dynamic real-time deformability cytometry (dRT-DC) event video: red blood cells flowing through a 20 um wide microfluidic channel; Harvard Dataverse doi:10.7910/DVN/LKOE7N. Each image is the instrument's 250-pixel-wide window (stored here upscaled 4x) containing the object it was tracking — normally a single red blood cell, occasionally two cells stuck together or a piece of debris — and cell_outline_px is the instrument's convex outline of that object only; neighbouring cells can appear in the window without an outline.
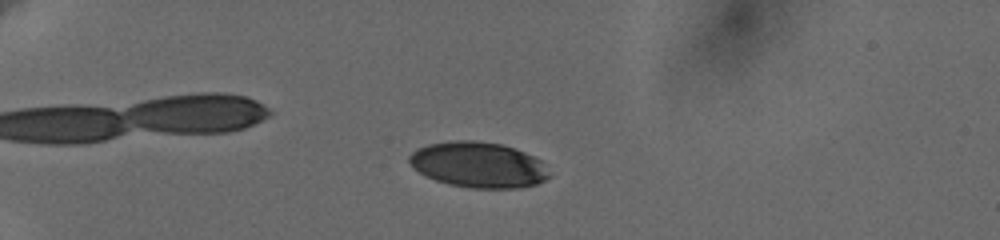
{"species": "human", "species_latin": "Homo sapiens", "temperature_condition": "cold", "stored_images_in_passage": 45, "camera_frame_rate_fps": 3000, "um_per_image_px": 0.085, "donor": {"sex": "female"}, "frame": {"image": 1, "passage_image": 3, "time_ms": 0.667, "image_size_px": [1000, 240], "cell_outline_px": [[552, 176], [536, 184], [520, 188], [468, 188], [448, 184], [424, 176], [412, 168], [408, 160], [408, 156], [416, 148], [428, 144], [452, 140], [472, 140], [500, 144], [524, 152], [540, 160]], "centroid_in_image_um": [40.61, 14.01], "position_along_channel_um": 44.4, "area_um2": 37.4}}
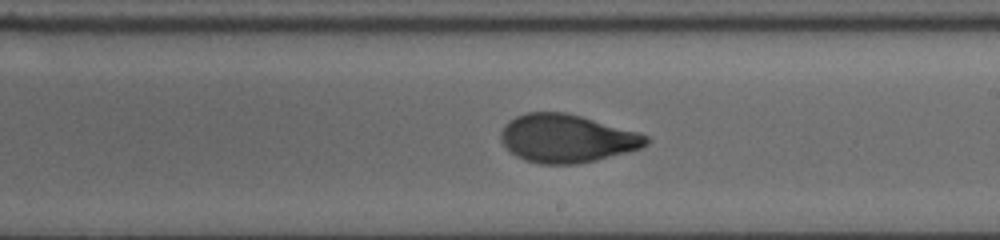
{"frame": {"image": 2, "passage_image": 24, "time_ms": 7.667, "image_size_px": [1000, 240], "cell_outline_px": [[652, 140], [648, 144], [640, 148], [596, 160], [576, 164], [540, 164], [524, 160], [516, 156], [500, 140], [500, 132], [504, 124], [508, 120], [516, 116], [528, 112], [568, 112], [640, 132], [648, 136]], "centroid_in_image_um": [48.18, 11.75], "position_along_channel_um": 240.8, "area_um2": 41.04}}
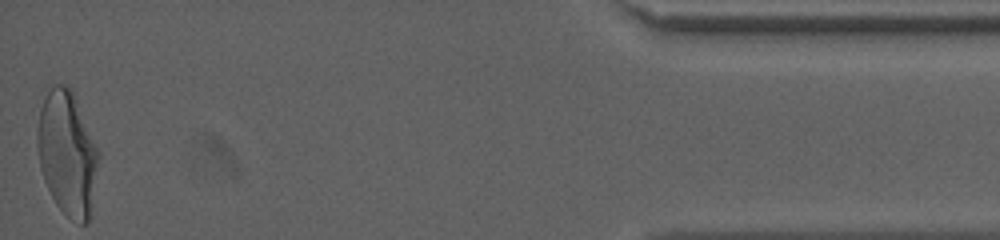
{"frame": {"image": 3, "passage_image": 45, "time_ms": 14.667, "image_size_px": [1000, 240], "cell_outline_px": [[100, 156], [92, 216], [88, 224], [80, 224], [72, 220], [56, 204], [44, 180], [40, 168], [36, 144], [36, 132], [40, 108], [52, 84], [68, 84], [72, 88], [100, 152]], "centroid_in_image_um": [5.75, 13.05], "position_along_channel_um": 429.4, "area_um2": 45.32}, "authors_computed_cell_mechanics": {"area_um2": 40.8068, "velocity_mm_per_s": 3.6449, "shape_relaxation_time_tau1_ms": 5.1263, "shape_relaxation_time_tau2_ms": 0.9184, "deformation_change_tau1": 0.1834, "deformation_change_tau2": 0.0609}}